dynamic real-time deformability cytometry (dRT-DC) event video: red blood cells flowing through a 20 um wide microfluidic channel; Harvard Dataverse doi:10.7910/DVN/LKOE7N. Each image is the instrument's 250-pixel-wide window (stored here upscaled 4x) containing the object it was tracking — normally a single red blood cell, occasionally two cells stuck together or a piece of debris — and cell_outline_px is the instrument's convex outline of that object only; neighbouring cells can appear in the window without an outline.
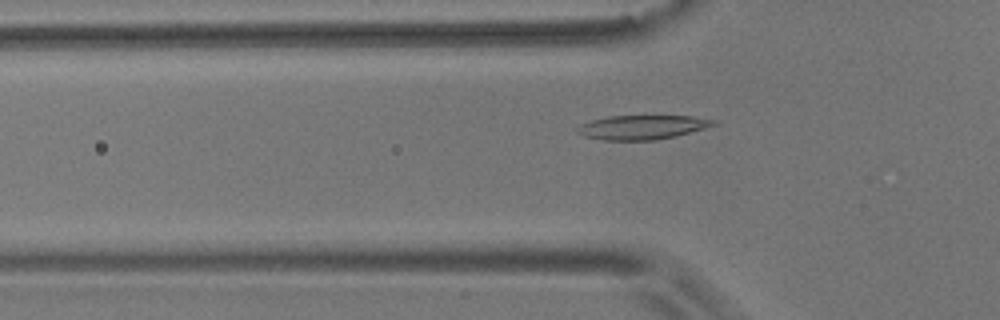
{"species": "common noctule bat (a hibernating species)", "species_latin": "Nyctalus noctula", "temperature_condition": "room temperature", "stored_images_in_passage": 56, "camera_frame_rate_fps": 3000, "um_per_image_px": 0.085, "animal": {"sex": "male", "body_mass_g": 17.9}, "frame": {"image": 1, "passage_image": 18, "time_ms": 5.667, "image_size_px": [1000, 320], "cell_outline_px": [[716, 124], [704, 128], [676, 136], [652, 140], [604, 140], [584, 136], [576, 132], [576, 128], [580, 124], [592, 120], [608, 116], [692, 116], [716, 120]], "centroid_in_image_um": [54.55, 10.81], "position_along_channel_um": 71.2, "area_um2": 19.07}}
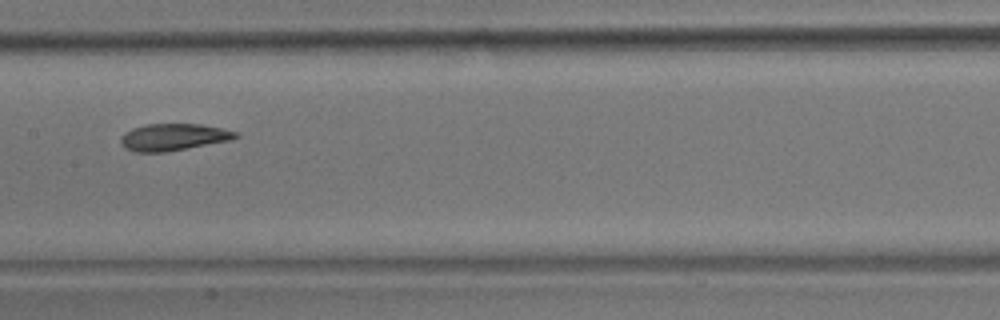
{"frame": {"image": 2, "passage_image": 28, "time_ms": 9.0, "image_size_px": [1000, 320], "cell_outline_px": [[240, 136], [232, 140], [164, 152], [136, 152], [124, 148], [120, 144], [120, 136], [124, 132], [132, 128], [144, 124], [200, 124], [220, 128], [236, 132]], "centroid_in_image_um": [14.69, 11.65], "position_along_channel_um": 192.7, "area_um2": 18.09}}
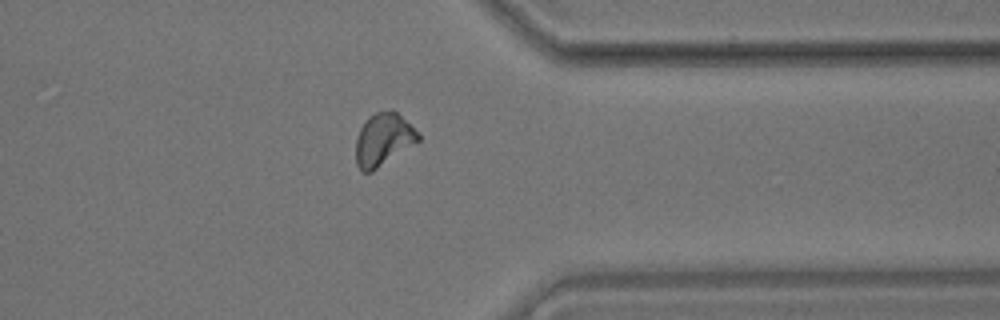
{"frame": {"image": 3, "passage_image": 44, "time_ms": 14.333, "image_size_px": [1000, 320], "cell_outline_px": [[420, 140], [372, 172], [364, 172], [356, 164], [356, 140], [360, 128], [368, 116], [376, 112], [392, 108], [420, 132]], "centroid_in_image_um": [32.59, 11.83], "position_along_channel_um": 378.8, "area_um2": 19.25}, "authors_computed_cell_mechanics": {"area_um2": 18.7272, "velocity_mm_per_s": 3.6208, "shape_relaxation_time_tau1_ms": 10.486, "shape_relaxation_time_tau2_ms": 2.6691, "deformation_change_tau1": 0.2202, "deformation_change_tau2": 0.0785}}